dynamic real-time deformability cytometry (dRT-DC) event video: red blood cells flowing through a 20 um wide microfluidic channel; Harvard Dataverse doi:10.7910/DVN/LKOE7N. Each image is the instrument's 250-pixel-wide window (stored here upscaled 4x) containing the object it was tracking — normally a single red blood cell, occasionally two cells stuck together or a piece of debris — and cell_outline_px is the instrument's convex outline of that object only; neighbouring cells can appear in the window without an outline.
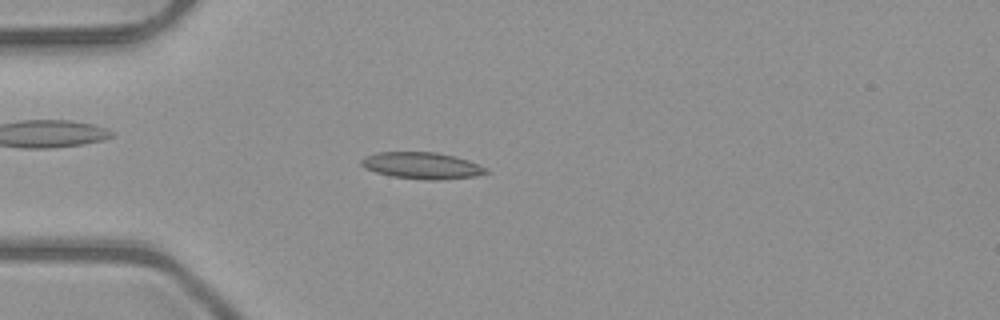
{"species": "common noctule bat (a hibernating species)", "species_latin": "Nyctalus noctula", "temperature_condition": "room temperature", "stored_images_in_passage": 43, "camera_frame_rate_fps": 3000, "um_per_image_px": 0.085, "animal": {"sex": "male", "body_mass_g": 23.1, "forearm_length_mm": 52.7}, "frame": {"image": 1, "passage_image": 6, "time_ms": 1.667, "image_size_px": [1000, 320], "cell_outline_px": [[488, 172], [476, 176], [440, 180], [424, 180], [392, 176], [376, 172], [364, 168], [360, 164], [360, 160], [364, 156], [376, 152], [436, 152], [468, 160], [488, 168]], "centroid_in_image_um": [35.84, 14.07], "position_along_channel_um": 49.2, "area_um2": 19.42}}
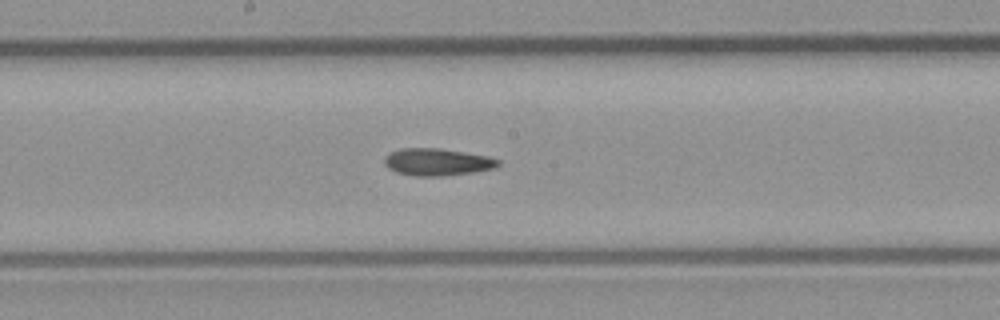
{"frame": {"image": 2, "passage_image": 19, "time_ms": 6.0, "image_size_px": [1000, 320], "cell_outline_px": [[500, 164], [496, 168], [472, 172], [440, 176], [416, 176], [396, 172], [388, 168], [384, 164], [384, 156], [400, 148], [440, 148], [488, 156], [500, 160]], "centroid_in_image_um": [37.16, 13.76], "position_along_channel_um": 211.0, "area_um2": 18.03}}
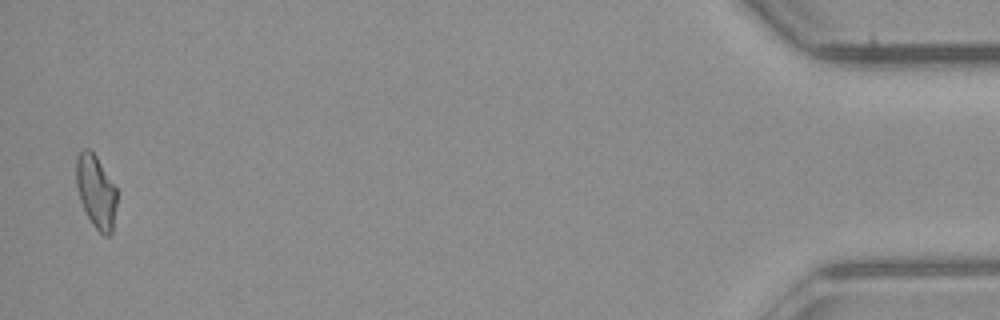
{"frame": {"image": 3, "passage_image": 42, "time_ms": 13.667, "image_size_px": [1000, 320], "cell_outline_px": [[116, 204], [112, 232], [108, 236], [104, 236], [92, 224], [80, 200], [76, 184], [76, 156], [84, 148], [88, 148], [96, 156], [116, 188]], "centroid_in_image_um": [8.15, 16.28], "position_along_channel_um": 427.1, "area_um2": 17.05}, "authors_computed_cell_mechanics": {"area_um2": 17.629, "velocity_mm_per_s": 4.044, "shape_relaxation_time_tau1_ms": null, "shape_relaxation_time_tau2_ms": 7.0613, "deformation_change_tau1": null, "deformation_change_tau2": 0.1601}}